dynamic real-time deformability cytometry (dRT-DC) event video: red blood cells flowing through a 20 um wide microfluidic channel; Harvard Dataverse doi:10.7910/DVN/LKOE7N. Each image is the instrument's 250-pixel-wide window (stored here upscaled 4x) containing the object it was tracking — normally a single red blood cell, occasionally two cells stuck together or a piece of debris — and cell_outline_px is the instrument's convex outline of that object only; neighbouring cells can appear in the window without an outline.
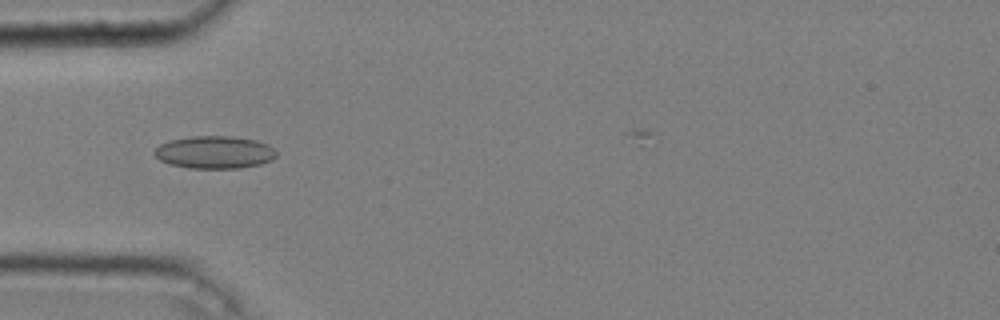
{"species": "common noctule bat (a hibernating species)", "species_latin": "Nyctalus noctula", "temperature_condition": "cold", "stored_images_in_passage": 48, "camera_frame_rate_fps": 3000, "um_per_image_px": 0.085, "animal": {"sex": "male", "body_mass_g": 20.4}, "frame": {"image": 1, "passage_image": 17, "time_ms": 5.333, "image_size_px": [1000, 320], "cell_outline_px": [[276, 156], [272, 160], [260, 164], [240, 168], [188, 168], [172, 164], [160, 160], [152, 152], [160, 144], [172, 140], [192, 136], [232, 136], [256, 140], [268, 144], [276, 148]], "centroid_in_image_um": [18.28, 12.94], "position_along_channel_um": 66.7, "area_um2": 23.18}}
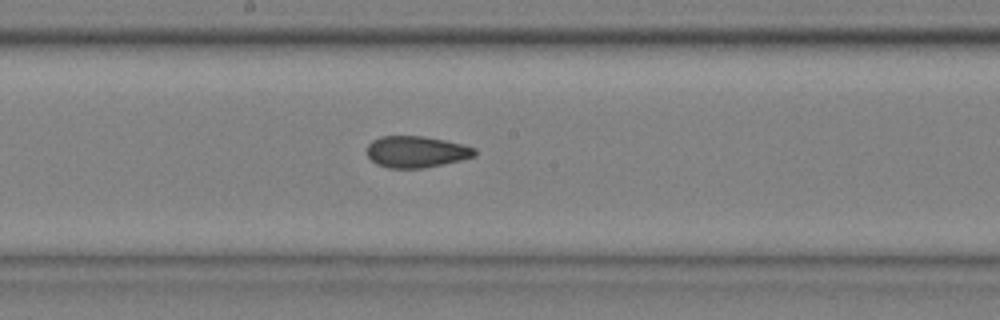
{"frame": {"image": 2, "passage_image": 29, "time_ms": 9.333, "image_size_px": [1000, 320], "cell_outline_px": [[476, 156], [460, 160], [424, 168], [388, 168], [376, 164], [368, 156], [368, 144], [372, 140], [380, 136], [424, 136], [464, 144], [476, 148]], "centroid_in_image_um": [35.4, 12.9], "position_along_channel_um": 212.8, "area_um2": 19.83}}
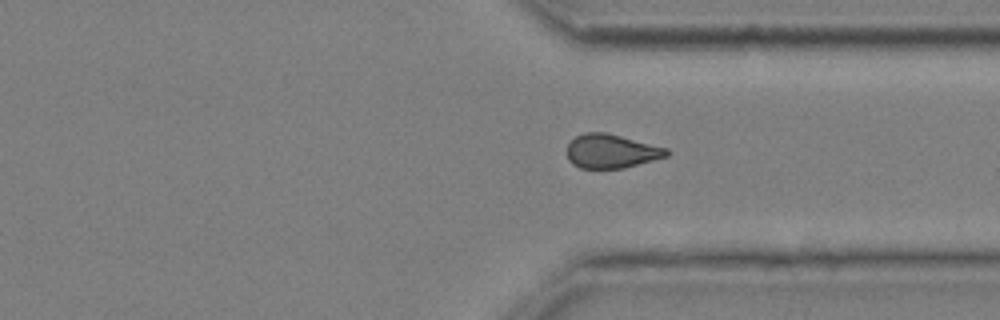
{"frame": {"image": 3, "passage_image": 41, "time_ms": 13.333, "image_size_px": [1000, 320], "cell_outline_px": [[672, 152], [668, 156], [624, 168], [580, 168], [572, 164], [568, 160], [568, 144], [576, 136], [584, 132], [604, 132], [668, 148]], "centroid_in_image_um": [51.98, 12.85], "position_along_channel_um": 359.4, "area_um2": 19.65}, "authors_computed_cell_mechanics": {"area_um2": 20.808, "velocity_mm_per_s": 3.6582, "shape_relaxation_time_tau1_ms": null, "shape_relaxation_time_tau2_ms": 3.3022, "deformation_change_tau1": null, "deformation_change_tau2": 0.0815}}